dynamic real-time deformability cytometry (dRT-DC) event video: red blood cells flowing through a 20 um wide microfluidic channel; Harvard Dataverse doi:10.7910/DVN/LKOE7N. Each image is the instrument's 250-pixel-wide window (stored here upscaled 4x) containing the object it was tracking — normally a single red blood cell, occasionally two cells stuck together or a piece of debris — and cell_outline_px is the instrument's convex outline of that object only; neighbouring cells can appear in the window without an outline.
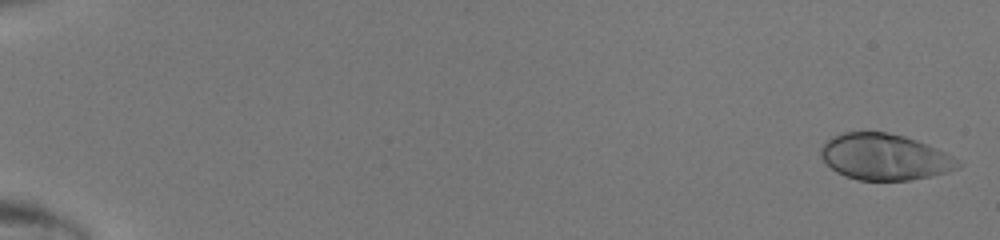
{"species": "human", "species_latin": "Homo sapiens", "temperature_condition": "room temperature", "stored_images_in_passage": 49, "camera_frame_rate_fps": 3000, "um_per_image_px": 0.085, "donor": {"sex": "male"}, "frame": {"image": 1, "passage_image": 2, "time_ms": 0.333, "image_size_px": [1000, 240], "cell_outline_px": [[964, 164], [948, 172], [932, 176], [908, 180], [860, 180], [844, 176], [836, 172], [820, 156], [820, 148], [832, 136], [840, 132], [884, 132], [904, 136], [928, 144], [952, 156]], "centroid_in_image_um": [75.19, 13.34], "position_along_channel_um": 9.8, "area_um2": 36.88}}
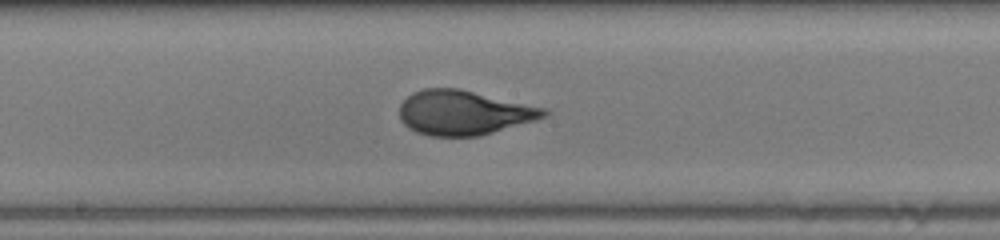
{"frame": {"image": 2, "passage_image": 29, "time_ms": 9.333, "image_size_px": [1000, 240], "cell_outline_px": [[552, 112], [548, 116], [536, 120], [480, 136], [428, 136], [416, 132], [408, 128], [400, 120], [400, 104], [412, 92], [424, 88], [460, 88], [548, 108]], "centroid_in_image_um": [39.46, 9.57], "position_along_channel_um": 208.7, "area_um2": 38.03}}
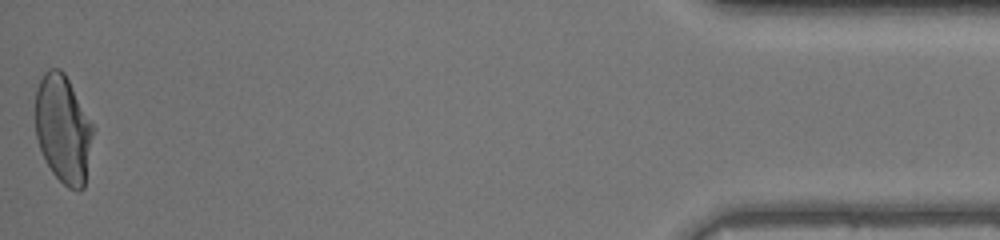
{"frame": {"image": 3, "passage_image": 49, "time_ms": 16.0, "image_size_px": [1000, 240], "cell_outline_px": [[96, 128], [84, 188], [76, 192], [68, 188], [52, 172], [40, 148], [36, 136], [36, 88], [44, 72], [48, 68], [60, 68], [64, 72]], "centroid_in_image_um": [5.41, 10.97], "position_along_channel_um": 429.8, "area_um2": 36.76}}